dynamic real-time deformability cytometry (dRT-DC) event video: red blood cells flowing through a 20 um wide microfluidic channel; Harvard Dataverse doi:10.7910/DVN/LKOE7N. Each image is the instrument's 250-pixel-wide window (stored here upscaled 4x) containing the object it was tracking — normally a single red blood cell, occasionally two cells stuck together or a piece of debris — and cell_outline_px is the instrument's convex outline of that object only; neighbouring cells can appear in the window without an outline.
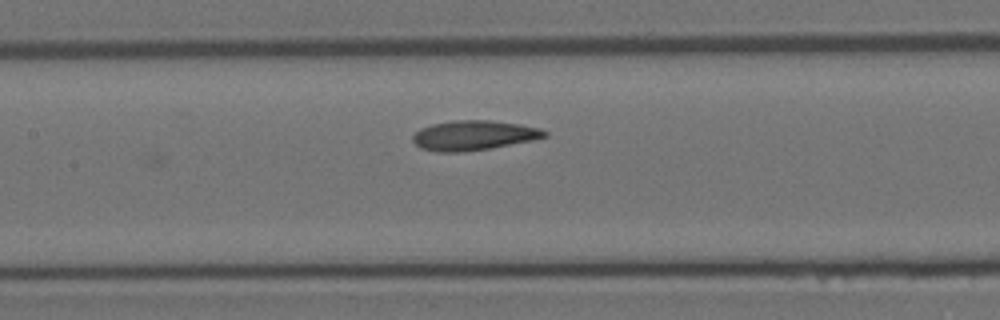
{"species": "Egyptian fruit bat (a non-hibernating species)", "species_latin": "Rousettus aegyptiacus", "temperature_condition": "room temperature", "stored_images_in_passage": 16, "camera_frame_rate_fps": 3000, "um_per_image_px": 0.085, "animal": {"sex": "female"}, "frame": {"image": 1, "passage_image": 16, "time_ms": 5.0, "image_size_px": [1000, 320], "cell_outline_px": [[548, 136], [532, 140], [488, 148], [460, 152], [436, 152], [420, 148], [412, 140], [412, 136], [420, 128], [432, 124], [456, 120], [488, 120], [520, 124], [540, 128], [548, 132]], "centroid_in_image_um": [40.25, 11.5], "position_along_channel_um": 167.2, "area_um2": 22.72}}